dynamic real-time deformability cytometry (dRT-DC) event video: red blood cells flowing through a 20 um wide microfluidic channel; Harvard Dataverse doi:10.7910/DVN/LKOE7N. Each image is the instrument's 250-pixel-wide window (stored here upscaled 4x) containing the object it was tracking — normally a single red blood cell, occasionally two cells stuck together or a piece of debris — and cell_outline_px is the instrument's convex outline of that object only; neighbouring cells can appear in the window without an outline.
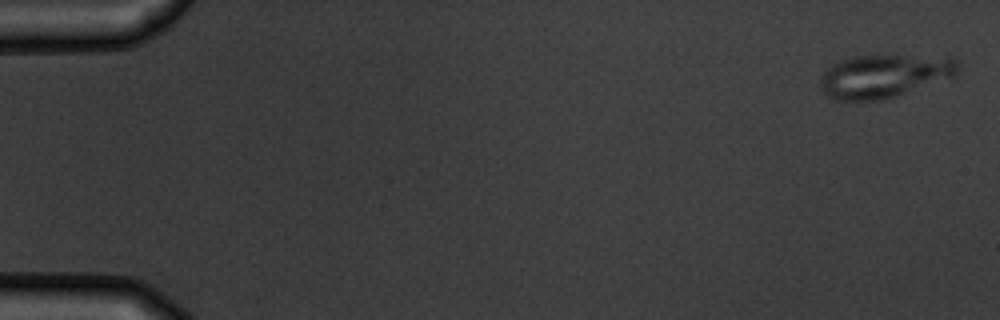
{"species": "common noctule bat (a hibernating species)", "species_latin": "Nyctalus noctula", "temperature_condition": "warm", "stored_images_in_passage": 4, "camera_frame_rate_fps": 3000, "um_per_image_px": 0.085, "animal": {"sex": "male", "body_mass_g": 19.5, "forearm_length_mm": 54.6}, "frame": {"image": 1, "passage_image": 1, "time_ms": 0.0, "image_size_px": [1000, 320], "cell_outline_px": [[960, 68], [956, 76], [896, 96], [880, 100], [832, 100], [824, 92], [820, 84], [820, 76], [828, 68], [852, 56], [896, 52], [952, 56], [956, 60]], "centroid_in_image_um": [75.26, 6.39], "position_along_channel_um": 9.7, "area_um2": 36.01}}